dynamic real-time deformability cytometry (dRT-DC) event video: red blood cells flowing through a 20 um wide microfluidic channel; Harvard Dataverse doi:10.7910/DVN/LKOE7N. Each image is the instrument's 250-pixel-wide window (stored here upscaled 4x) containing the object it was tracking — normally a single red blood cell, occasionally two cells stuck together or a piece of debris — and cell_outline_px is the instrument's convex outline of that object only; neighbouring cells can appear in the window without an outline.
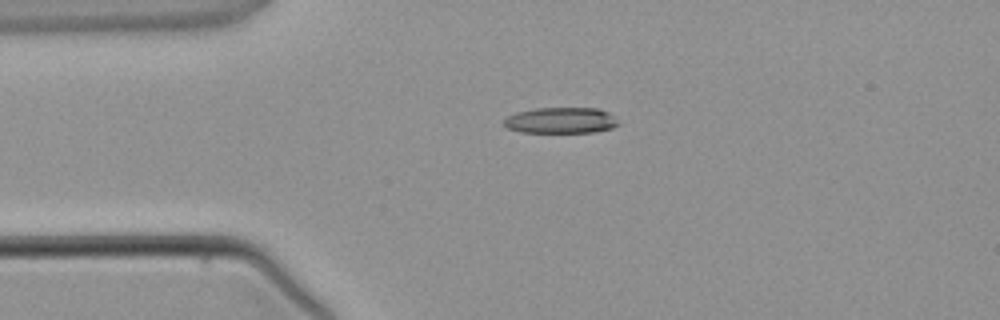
{"species": "common noctule bat (a hibernating species)", "species_latin": "Nyctalus noctula", "temperature_condition": "warm", "stored_images_in_passage": 2, "camera_frame_rate_fps": 3000, "um_per_image_px": 0.085, "animal": {"sex": "male", "body_mass_g": 21.5, "forearm_length_mm": 52.0}, "frame": {"image": 1, "passage_image": 1, "time_ms": 0.0, "image_size_px": [1000, 320], "cell_outline_px": [[620, 124], [612, 128], [596, 132], [520, 132], [508, 128], [504, 124], [504, 120], [508, 116], [516, 112], [536, 108], [600, 108], [608, 112]], "centroid_in_image_um": [47.69, 10.23], "position_along_channel_um": 37.3, "area_um2": 17.28}}
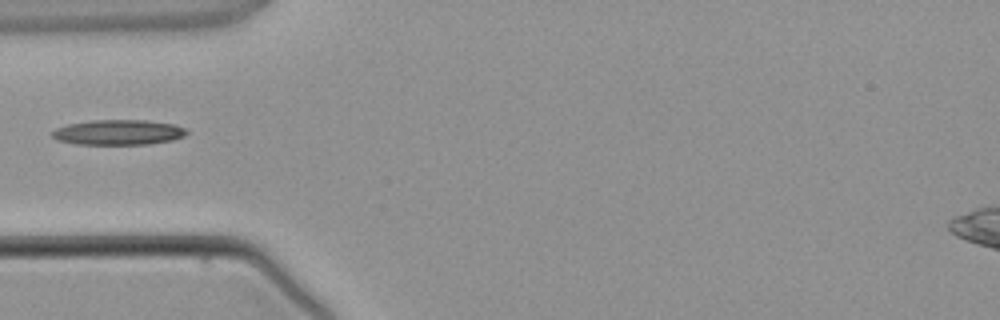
{"frame": {"image": 2, "passage_image": 2, "time_ms": 1.333, "image_size_px": [1000, 320], "cell_outline_px": [[188, 132], [184, 136], [172, 140], [148, 144], [76, 144], [56, 140], [52, 136], [52, 132], [56, 128], [68, 124], [92, 120], [144, 120], [172, 124], [188, 128]], "centroid_in_image_um": [10.06, 11.25], "position_along_channel_um": 74.9, "area_um2": 19.71}}